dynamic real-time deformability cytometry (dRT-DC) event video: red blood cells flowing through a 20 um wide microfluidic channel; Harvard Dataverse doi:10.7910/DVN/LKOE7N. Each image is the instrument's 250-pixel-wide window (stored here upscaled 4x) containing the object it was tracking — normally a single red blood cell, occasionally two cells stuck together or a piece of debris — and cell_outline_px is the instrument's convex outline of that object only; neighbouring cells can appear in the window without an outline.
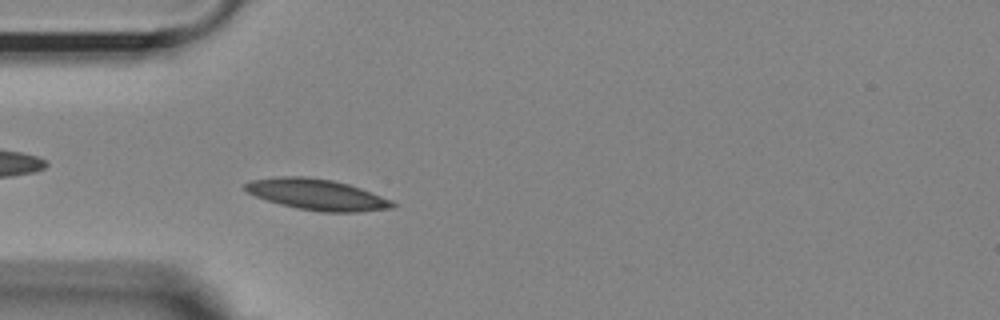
{"species": "Egyptian fruit bat (a non-hibernating species)", "species_latin": "Rousettus aegyptiacus", "temperature_condition": "room temperature", "stored_images_in_passage": 42, "camera_frame_rate_fps": 3000, "um_per_image_px": 0.085, "animal": {"sex": "female"}, "frame": {"image": 1, "passage_image": 12, "time_ms": 3.667, "image_size_px": [1000, 320], "cell_outline_px": [[396, 204], [392, 208], [360, 212], [320, 212], [296, 208], [280, 204], [256, 196], [248, 192], [244, 188], [244, 184], [252, 180], [280, 176], [304, 176], [332, 180], [348, 184], [360, 188], [392, 200]], "centroid_in_image_um": [26.95, 16.54], "position_along_channel_um": 58.0, "area_um2": 26.47}}
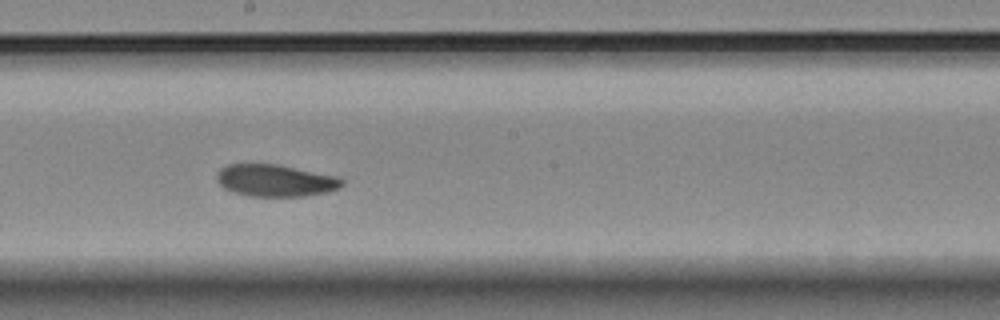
{"frame": {"image": 2, "passage_image": 26, "time_ms": 8.333, "image_size_px": [1000, 320], "cell_outline_px": [[344, 184], [340, 188], [328, 192], [304, 196], [248, 196], [232, 192], [224, 188], [216, 180], [216, 176], [220, 168], [228, 164], [276, 164], [340, 176], [344, 180]], "centroid_in_image_um": [23.43, 15.34], "position_along_channel_um": 224.8, "area_um2": 23.64}}
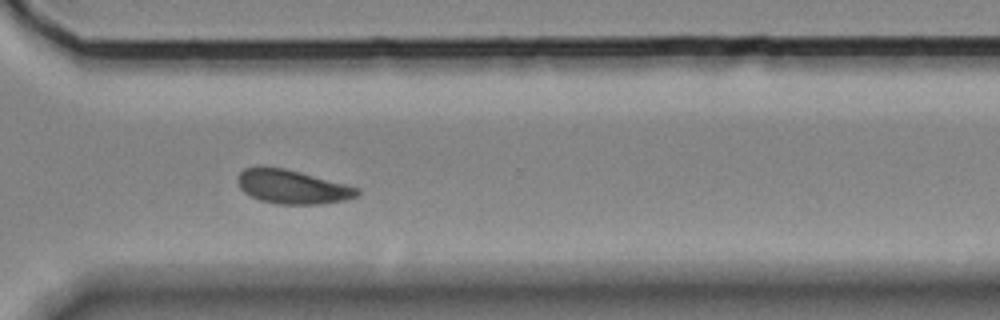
{"frame": {"image": 3, "passage_image": 36, "time_ms": 11.667, "image_size_px": [1000, 320], "cell_outline_px": [[360, 192], [356, 196], [344, 200], [316, 204], [276, 204], [260, 200], [244, 192], [240, 188], [236, 180], [236, 176], [244, 168], [284, 168], [300, 172], [360, 188]], "centroid_in_image_um": [24.83, 15.89], "position_along_channel_um": 345.8, "area_um2": 23.24}, "authors_computed_cell_mechanics": {"area_um2": 23.987, "velocity_mm_per_s": 3.6259, "shape_relaxation_time_tau1_ms": 3.2885, "shape_relaxation_time_tau2_ms": 3.471, "deformation_change_tau1": 0.1028, "deformation_change_tau2": 0.071}}